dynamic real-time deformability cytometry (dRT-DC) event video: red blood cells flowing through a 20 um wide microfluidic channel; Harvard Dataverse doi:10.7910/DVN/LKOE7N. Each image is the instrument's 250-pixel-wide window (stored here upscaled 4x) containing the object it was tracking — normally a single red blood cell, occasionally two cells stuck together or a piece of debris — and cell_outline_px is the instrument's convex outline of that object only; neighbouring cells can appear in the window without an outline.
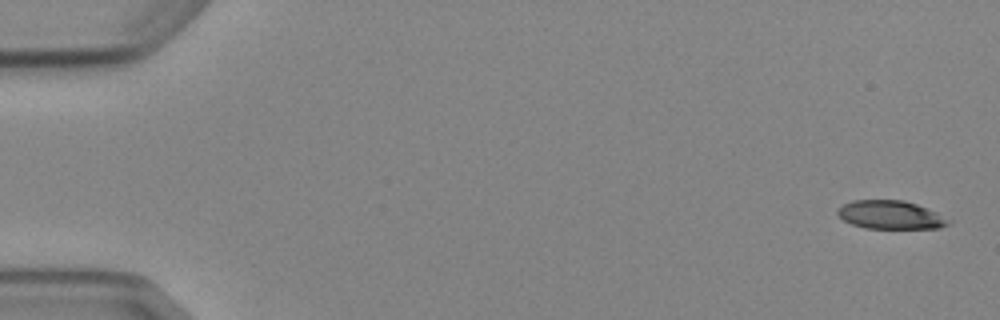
{"species": "Egyptian fruit bat (a non-hibernating species)", "species_latin": "Rousettus aegyptiacus", "temperature_condition": "cold", "stored_images_in_passage": 5, "camera_frame_rate_fps": 3000, "um_per_image_px": 0.085, "animal": {"sex": "female"}, "frame": {"image": 1, "passage_image": 1, "time_ms": 0.0, "image_size_px": [1000, 320], "cell_outline_px": [[952, 220], [948, 224], [940, 228], [864, 228], [852, 224], [844, 220], [836, 212], [844, 204], [852, 200], [904, 200], [916, 204], [936, 212]], "centroid_in_image_um": [75.71, 18.26], "position_along_channel_um": 9.3, "area_um2": 18.21}}
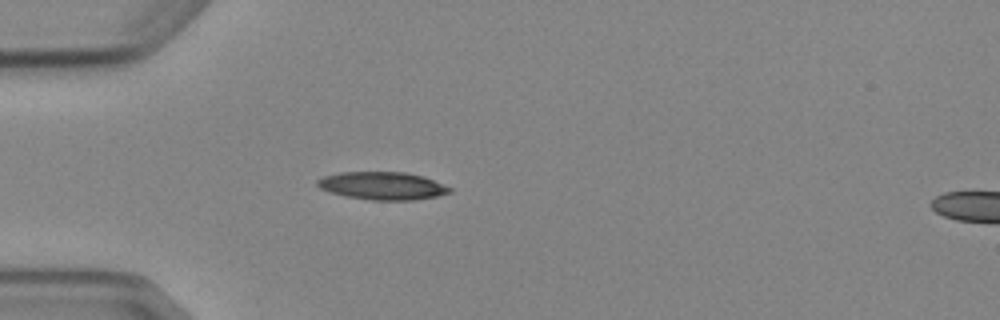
{"frame": {"image": 2, "passage_image": 5, "time_ms": 4.667, "image_size_px": [1000, 320], "cell_outline_px": [[452, 192], [436, 196], [412, 200], [372, 200], [344, 196], [320, 188], [316, 184], [316, 180], [324, 176], [340, 172], [404, 172], [424, 176], [452, 188]], "centroid_in_image_um": [32.51, 15.79], "position_along_channel_um": 52.5, "area_um2": 21.39}}